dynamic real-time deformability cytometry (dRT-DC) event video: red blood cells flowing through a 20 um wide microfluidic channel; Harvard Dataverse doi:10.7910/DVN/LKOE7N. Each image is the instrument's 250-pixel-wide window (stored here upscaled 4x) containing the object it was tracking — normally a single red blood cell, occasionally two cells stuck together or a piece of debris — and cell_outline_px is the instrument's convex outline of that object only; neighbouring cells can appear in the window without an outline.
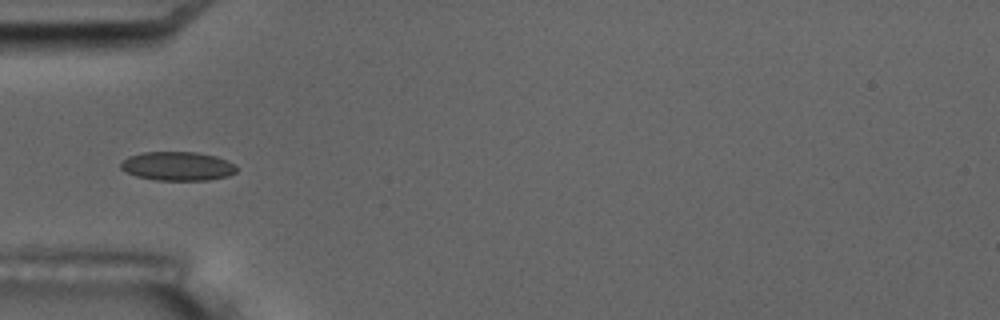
{"species": "common noctule bat (a hibernating species)", "species_latin": "Nyctalus noctula", "temperature_condition": "room temperature", "stored_images_in_passage": 8, "camera_frame_rate_fps": 3000, "um_per_image_px": 0.085, "animal": {"sex": "male", "body_mass_g": 17.5, "forearm_length_mm": 52.3}, "frame": {"image": 1, "passage_image": 6, "time_ms": 5.667, "image_size_px": [1000, 320], "cell_outline_px": [[236, 172], [228, 176], [208, 180], [156, 180], [136, 176], [120, 168], [120, 164], [128, 156], [144, 152], [196, 152], [216, 156], [236, 164]], "centroid_in_image_um": [15.11, 14.12], "position_along_channel_um": 69.9, "area_um2": 19.48}}